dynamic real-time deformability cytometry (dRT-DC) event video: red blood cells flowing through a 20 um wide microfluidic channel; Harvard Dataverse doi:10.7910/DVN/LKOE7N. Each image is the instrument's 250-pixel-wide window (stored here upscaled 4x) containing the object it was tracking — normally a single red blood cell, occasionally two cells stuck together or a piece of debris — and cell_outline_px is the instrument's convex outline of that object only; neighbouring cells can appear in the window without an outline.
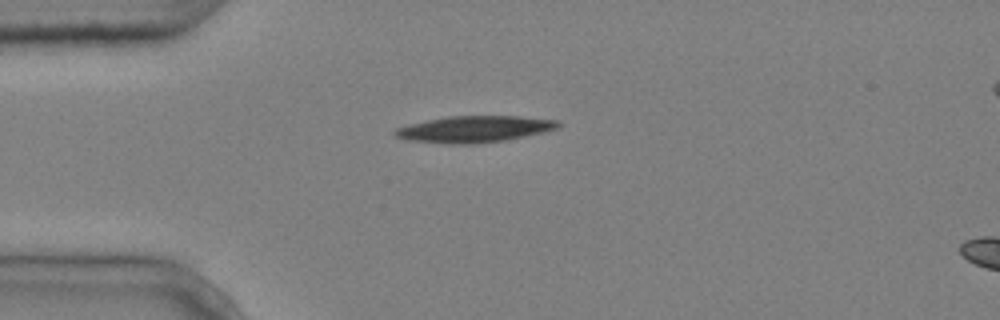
{"species": "common noctule bat (a hibernating species)", "species_latin": "Nyctalus noctula", "temperature_condition": "cold", "stored_images_in_passage": 2, "camera_frame_rate_fps": 3000, "um_per_image_px": 0.085, "animal": {"sex": "male", "body_mass_g": 20.4}, "frame": {"image": 1, "passage_image": 1, "time_ms": 0.0, "image_size_px": [1000, 320], "cell_outline_px": [[560, 128], [544, 132], [504, 140], [476, 144], [448, 144], [404, 140], [396, 136], [392, 132], [396, 128], [408, 124], [448, 116], [520, 116], [556, 120], [560, 124]], "centroid_in_image_um": [40.29, 10.98], "position_along_channel_um": 44.7, "area_um2": 25.26}}